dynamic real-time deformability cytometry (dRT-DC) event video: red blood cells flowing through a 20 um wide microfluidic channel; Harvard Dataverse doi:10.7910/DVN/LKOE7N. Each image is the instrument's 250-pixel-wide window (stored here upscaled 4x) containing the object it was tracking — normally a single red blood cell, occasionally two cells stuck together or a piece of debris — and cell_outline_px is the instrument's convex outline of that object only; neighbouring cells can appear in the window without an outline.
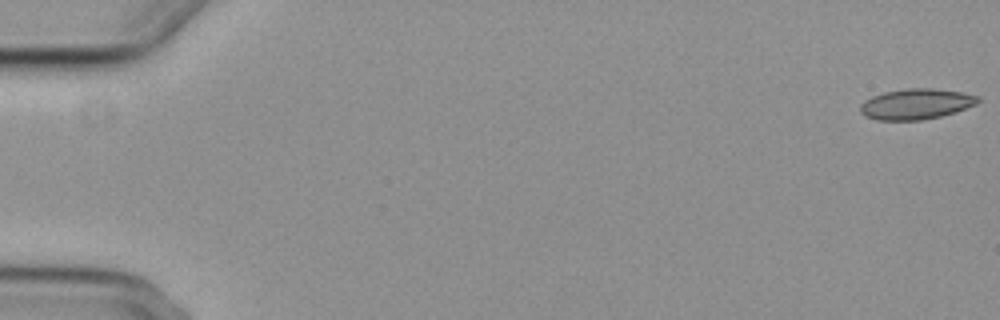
{"species": "common noctule bat (a hibernating species)", "species_latin": "Nyctalus noctula", "temperature_condition": "cold", "stored_images_in_passage": 6, "segment_of_instrument_passage": [2, 2], "camera_frame_rate_fps": 3000, "um_per_image_px": 0.085, "animal": {"sex": "female", "body_mass_g": 29.2, "forearm_length_mm": 56.3}, "frame": {"image": 1, "passage_image": 6, "time_ms": 6.0, "image_size_px": [1000, 320], "cell_outline_px": [[980, 100], [976, 104], [956, 112], [940, 116], [920, 120], [876, 120], [864, 116], [860, 112], [860, 104], [864, 100], [872, 96], [884, 92], [908, 88], [932, 88], [964, 92], [980, 96]], "centroid_in_image_um": [77.87, 8.84], "position_along_channel_um": 7.1, "area_um2": 21.15}}